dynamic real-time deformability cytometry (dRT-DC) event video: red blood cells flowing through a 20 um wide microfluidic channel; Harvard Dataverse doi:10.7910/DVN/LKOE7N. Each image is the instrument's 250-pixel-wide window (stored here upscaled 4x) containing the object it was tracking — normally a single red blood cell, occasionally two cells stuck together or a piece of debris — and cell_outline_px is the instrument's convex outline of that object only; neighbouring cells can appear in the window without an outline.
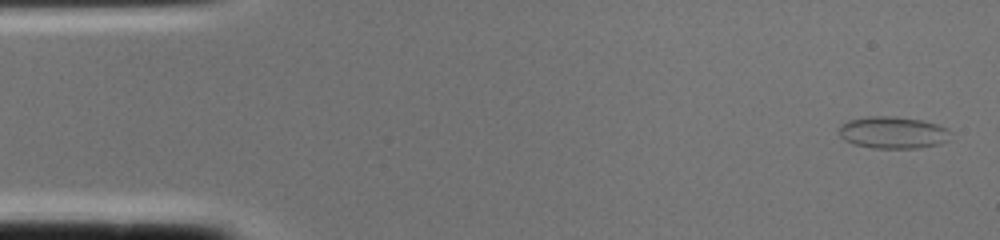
{"species": "common noctule bat (a hibernating species)", "species_latin": "Nyctalus noctula", "temperature_condition": "cold", "stored_images_in_passage": 2, "camera_frame_rate_fps": 3000, "um_per_image_px": 0.085, "animal": {"sex": "female", "body_mass_g": 22.0, "forearm_length_mm": 56.7}, "frame": {"image": 1, "passage_image": 1, "time_ms": 0.0, "image_size_px": [1000, 240], "cell_outline_px": [[952, 132], [948, 140], [936, 144], [916, 148], [872, 148], [856, 144], [844, 140], [836, 132], [840, 124], [848, 120], [868, 116], [892, 116], [920, 120], [936, 124], [948, 128]], "centroid_in_image_um": [75.85, 11.26], "position_along_channel_um": 9.1, "area_um2": 20.87}}
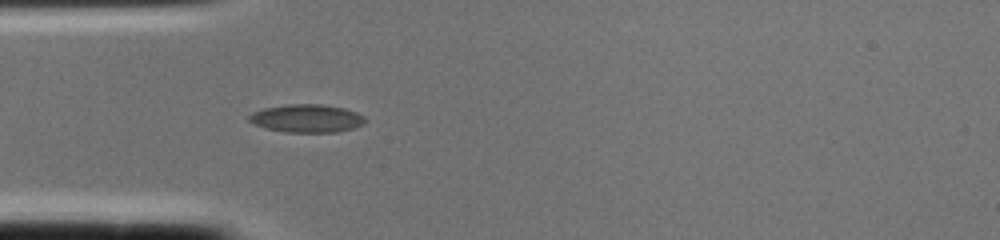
{"frame": {"image": 2, "passage_image": 2, "time_ms": 0.333, "image_size_px": [1000, 240], "cell_outline_px": [[364, 124], [352, 128], [336, 132], [284, 132], [264, 128], [248, 120], [248, 116], [252, 112], [264, 108], [288, 104], [320, 104], [344, 108], [356, 112], [364, 116]], "centroid_in_image_um": [26.05, 10.06], "position_along_channel_um": 58.9, "area_um2": 18.9}}